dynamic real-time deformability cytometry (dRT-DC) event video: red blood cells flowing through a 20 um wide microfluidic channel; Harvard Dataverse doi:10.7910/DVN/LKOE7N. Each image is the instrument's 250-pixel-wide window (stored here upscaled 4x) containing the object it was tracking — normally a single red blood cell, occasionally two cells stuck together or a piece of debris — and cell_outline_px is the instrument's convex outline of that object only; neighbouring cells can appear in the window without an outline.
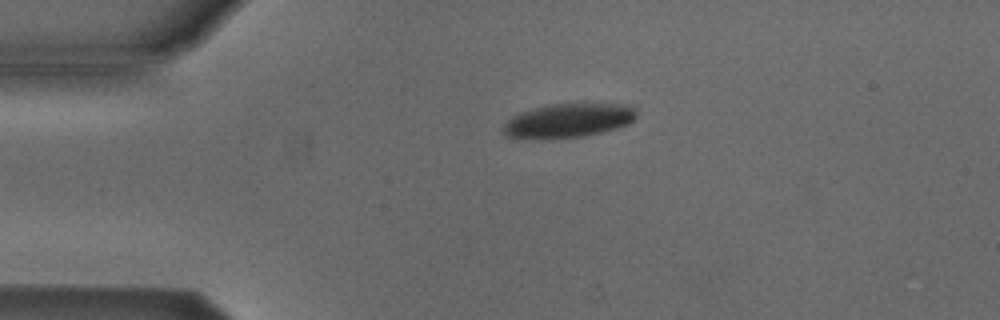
{"species": "Egyptian fruit bat (a non-hibernating species)", "species_latin": "Rousettus aegyptiacus", "temperature_condition": "cold", "stored_images_in_passage": 38, "camera_frame_rate_fps": 3000, "um_per_image_px": 0.085, "animal": {"sex": "male"}, "frame": {"image": 1, "passage_image": 1, "time_ms": 0.0, "image_size_px": [1000, 320], "cell_outline_px": [[636, 116], [628, 124], [616, 128], [584, 136], [508, 136], [504, 132], [504, 124], [512, 116], [520, 112], [532, 108], [548, 104], [584, 100], [632, 104], [636, 108]], "centroid_in_image_um": [48.47, 10.12], "position_along_channel_um": 36.5, "area_um2": 26.65}}
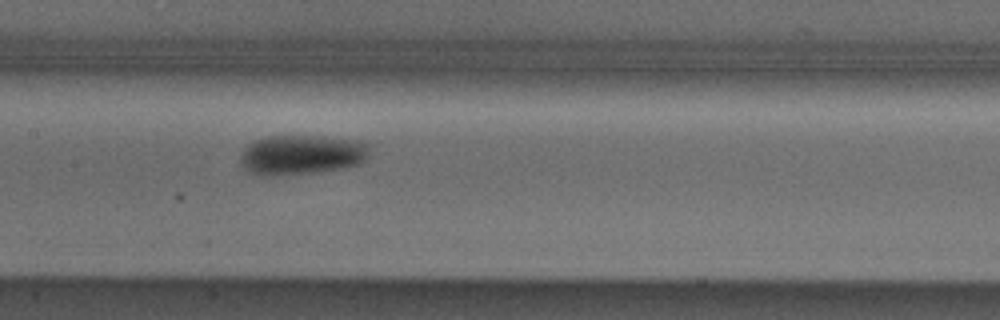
{"frame": {"image": 2, "passage_image": 15, "time_ms": 4.667, "image_size_px": [1000, 320], "cell_outline_px": [[368, 156], [360, 164], [344, 168], [320, 172], [272, 176], [260, 176], [248, 172], [240, 164], [240, 156], [244, 148], [252, 140], [268, 136], [312, 136], [356, 140], [368, 144]], "centroid_in_image_um": [25.58, 13.17], "position_along_channel_um": 181.8, "area_um2": 30.23}}
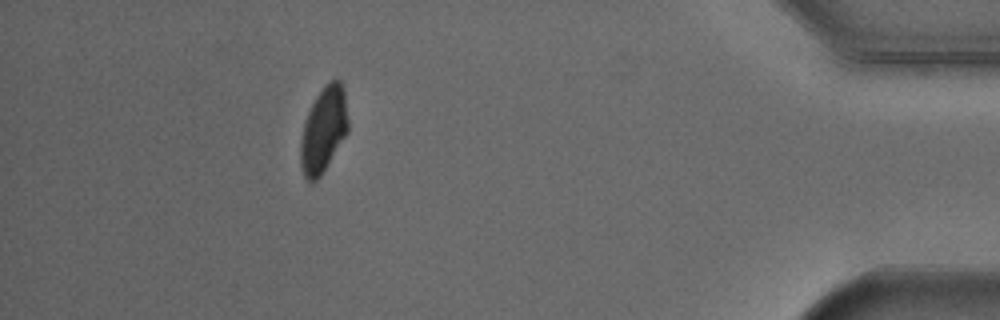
{"frame": {"image": 3, "passage_image": 37, "time_ms": 12.0, "image_size_px": [1000, 320], "cell_outline_px": [[348, 132], [320, 176], [316, 180], [308, 180], [304, 176], [300, 168], [300, 140], [304, 124], [308, 112], [316, 96], [324, 84], [332, 80], [340, 80], [344, 88], [348, 120]], "centroid_in_image_um": [27.5, 11.01], "position_along_channel_um": 407.7, "area_um2": 23.58}, "authors_computed_cell_mechanics": {"area_um2": 27.8018, "velocity_mm_per_s": 3.8455, "shape_relaxation_time_tau1_ms": 1.8425, "shape_relaxation_time_tau2_ms": null, "deformation_change_tau1": 0.0909, "deformation_change_tau2": null}}